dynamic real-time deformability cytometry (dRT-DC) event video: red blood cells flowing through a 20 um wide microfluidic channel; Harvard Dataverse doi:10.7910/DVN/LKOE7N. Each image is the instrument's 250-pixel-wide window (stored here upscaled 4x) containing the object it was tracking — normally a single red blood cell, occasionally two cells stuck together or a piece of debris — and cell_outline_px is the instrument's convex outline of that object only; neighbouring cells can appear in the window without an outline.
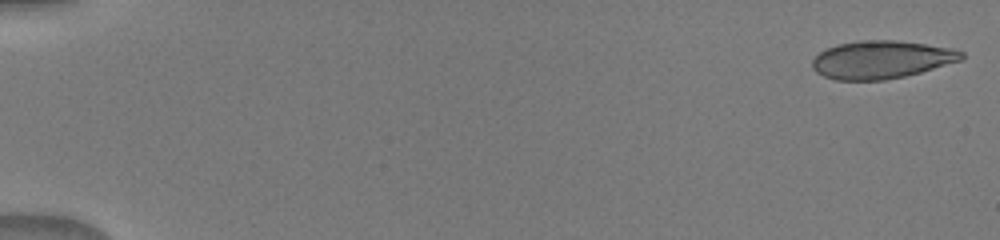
{"species": "human", "species_latin": "Homo sapiens", "temperature_condition": "warm", "stored_images_in_passage": 50, "camera_frame_rate_fps": 3000, "um_per_image_px": 0.085, "donor": {"sex": "male"}, "frame": {"image": 1, "passage_image": 1, "time_ms": 0.0, "image_size_px": [1000, 240], "cell_outline_px": [[964, 56], [960, 60], [920, 72], [904, 76], [884, 80], [836, 80], [824, 76], [816, 72], [812, 68], [812, 60], [820, 52], [828, 48], [840, 44], [856, 40], [896, 40], [952, 48], [964, 52]], "centroid_in_image_um": [74.89, 5.07], "position_along_channel_um": 10.1, "area_um2": 32.71}}
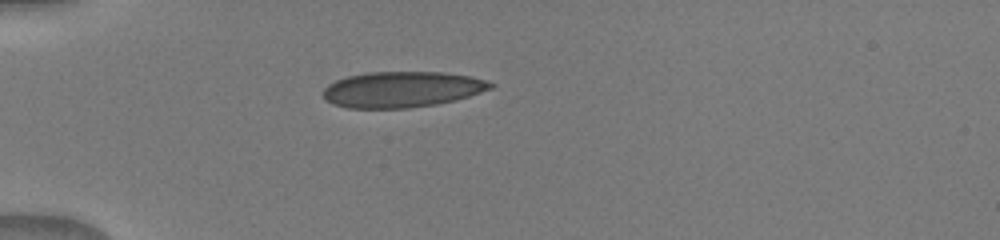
{"frame": {"image": 2, "passage_image": 15, "time_ms": 4.667, "image_size_px": [1000, 240], "cell_outline_px": [[496, 84], [492, 88], [456, 100], [436, 104], [408, 108], [348, 108], [332, 104], [324, 100], [324, 88], [328, 84], [336, 80], [348, 76], [364, 72], [444, 72], [468, 76], [484, 80]], "centroid_in_image_um": [34.13, 7.6], "position_along_channel_um": 50.9, "area_um2": 34.97}}
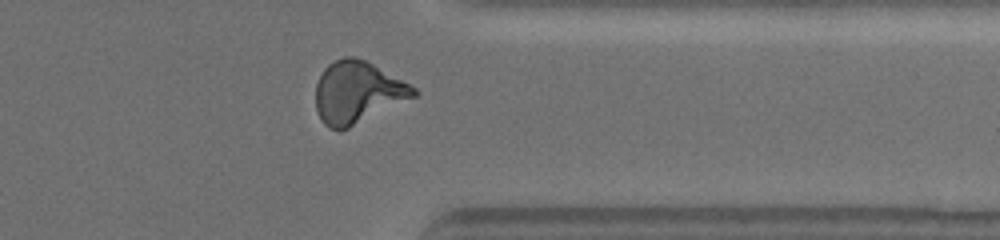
{"frame": {"image": 3, "passage_image": 41, "time_ms": 13.333, "image_size_px": [1000, 240], "cell_outline_px": [[420, 92], [416, 96], [340, 132], [328, 128], [320, 120], [316, 112], [316, 84], [324, 68], [328, 64], [344, 56], [356, 56], [372, 64], [416, 88]], "centroid_in_image_um": [30.35, 7.87], "position_along_channel_um": 381.1, "area_um2": 35.32}}